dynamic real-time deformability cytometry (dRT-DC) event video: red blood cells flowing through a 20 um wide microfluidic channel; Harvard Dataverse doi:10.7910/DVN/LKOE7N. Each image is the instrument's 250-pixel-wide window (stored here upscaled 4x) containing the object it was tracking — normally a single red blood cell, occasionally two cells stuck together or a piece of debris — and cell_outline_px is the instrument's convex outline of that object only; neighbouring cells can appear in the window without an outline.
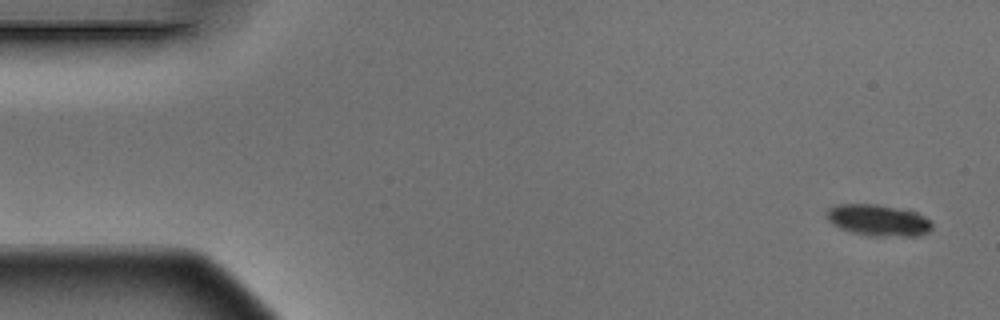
{"species": "Egyptian fruit bat (a non-hibernating species)", "species_latin": "Rousettus aegyptiacus", "temperature_condition": "warm", "stored_images_in_passage": 2, "camera_frame_rate_fps": 3000, "um_per_image_px": 0.085, "animal": {"sex": "male"}, "frame": {"image": 1, "passage_image": 2, "time_ms": 0.333, "image_size_px": [1000, 320], "cell_outline_px": [[932, 228], [928, 232], [916, 236], [876, 236], [852, 232], [840, 228], [832, 224], [828, 220], [828, 208], [836, 204], [876, 204], [896, 208], [912, 212], [932, 220]], "centroid_in_image_um": [74.65, 18.72], "position_along_channel_um": 10.4, "area_um2": 19.02}}